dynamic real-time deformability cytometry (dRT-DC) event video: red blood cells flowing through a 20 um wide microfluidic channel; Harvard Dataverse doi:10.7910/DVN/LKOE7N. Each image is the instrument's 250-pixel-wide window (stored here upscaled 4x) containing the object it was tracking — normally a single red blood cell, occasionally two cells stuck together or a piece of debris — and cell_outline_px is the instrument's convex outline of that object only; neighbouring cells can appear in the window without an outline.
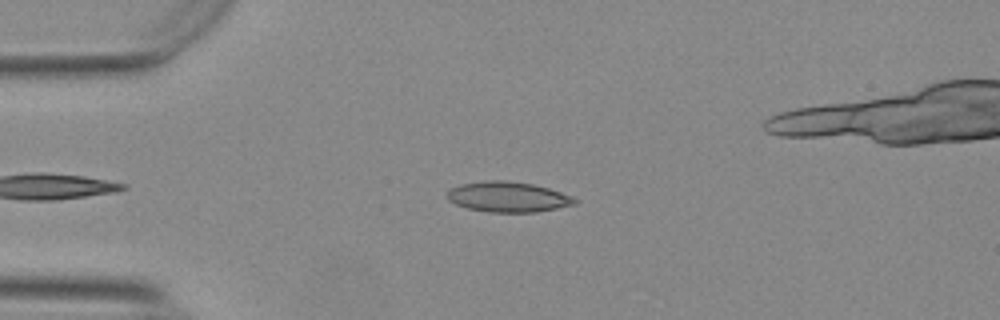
{"species": "Egyptian fruit bat (a non-hibernating species)", "species_latin": "Rousettus aegyptiacus", "temperature_condition": "warm", "stored_images_in_passage": 34, "camera_frame_rate_fps": 3000, "um_per_image_px": 0.085, "animal": {"sex": "female"}, "frame": {"image": 1, "passage_image": 7, "time_ms": 2.0, "image_size_px": [1000, 320], "cell_outline_px": [[576, 204], [536, 212], [488, 212], [468, 208], [456, 204], [448, 200], [448, 188], [460, 184], [488, 180], [504, 180], [532, 184], [548, 188], [572, 196], [576, 200]], "centroid_in_image_um": [43.15, 16.73], "position_along_channel_um": 41.9, "area_um2": 22.43}}
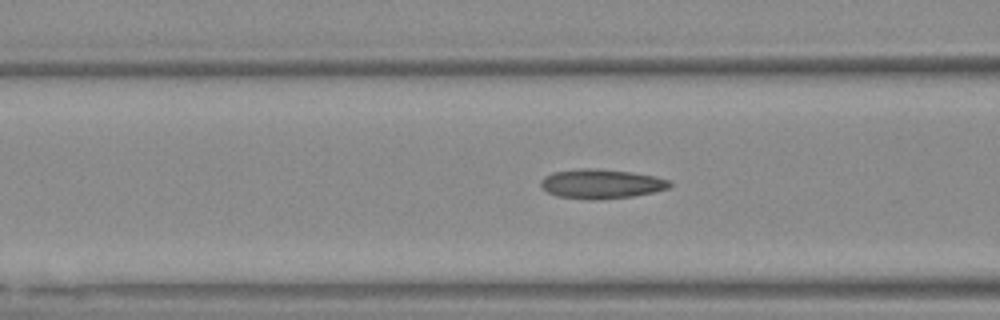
{"frame": {"image": 2, "passage_image": 15, "time_ms": 4.667, "image_size_px": [1000, 320], "cell_outline_px": [[672, 184], [668, 188], [652, 192], [632, 196], [596, 200], [592, 200], [560, 196], [548, 192], [540, 184], [540, 180], [544, 176], [552, 172], [580, 168], [592, 168], [632, 172], [656, 176], [668, 180]], "centroid_in_image_um": [51.09, 15.61], "position_along_channel_um": 115.5, "area_um2": 21.96}}
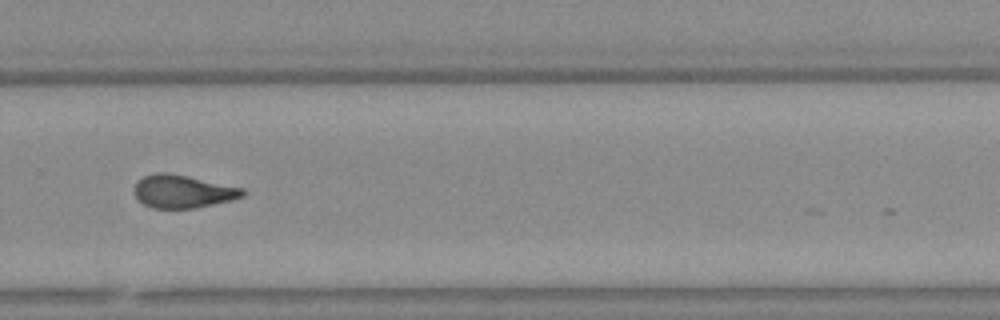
{"frame": {"image": 3, "passage_image": 31, "time_ms": 10.0, "image_size_px": [1000, 320], "cell_outline_px": [[248, 192], [244, 196], [232, 200], [192, 208], [152, 208], [144, 204], [136, 196], [136, 184], [144, 176], [156, 172], [164, 172], [244, 188]], "centroid_in_image_um": [15.58, 16.28], "position_along_channel_um": 314.2, "area_um2": 20.35}}